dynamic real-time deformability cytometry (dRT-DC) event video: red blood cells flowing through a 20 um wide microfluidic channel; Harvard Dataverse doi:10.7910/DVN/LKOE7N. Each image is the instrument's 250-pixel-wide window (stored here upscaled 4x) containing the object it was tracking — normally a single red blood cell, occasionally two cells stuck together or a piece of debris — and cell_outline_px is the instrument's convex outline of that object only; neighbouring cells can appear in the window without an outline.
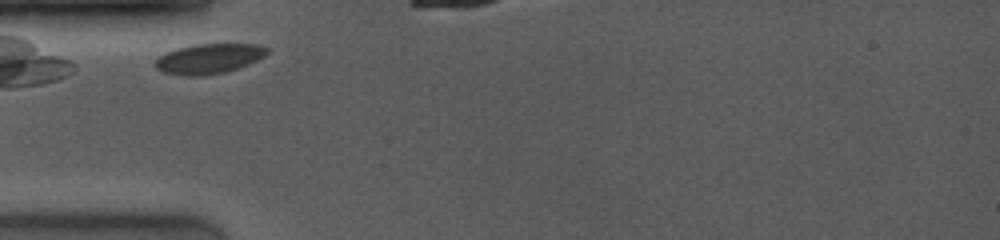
{"species": "common noctule bat (a hibernating species)", "species_latin": "Nyctalus noctula", "temperature_condition": "room temperature", "stored_images_in_passage": 7, "camera_frame_rate_fps": 4000, "um_per_image_px": 0.085, "animal": {"sex": "female", "body_mass_g": 19.0, "forearm_length_mm": 53.3}, "frame": {"image": 1, "passage_image": 1, "time_ms": 0.0, "image_size_px": [1000, 240], "cell_outline_px": [[268, 52], [264, 56], [256, 60], [236, 68], [224, 72], [200, 76], [184, 76], [164, 72], [156, 68], [156, 60], [164, 52], [192, 44], [256, 44], [268, 48]], "centroid_in_image_um": [17.72, 4.98], "position_along_channel_um": 67.3, "area_um2": 19.31}}